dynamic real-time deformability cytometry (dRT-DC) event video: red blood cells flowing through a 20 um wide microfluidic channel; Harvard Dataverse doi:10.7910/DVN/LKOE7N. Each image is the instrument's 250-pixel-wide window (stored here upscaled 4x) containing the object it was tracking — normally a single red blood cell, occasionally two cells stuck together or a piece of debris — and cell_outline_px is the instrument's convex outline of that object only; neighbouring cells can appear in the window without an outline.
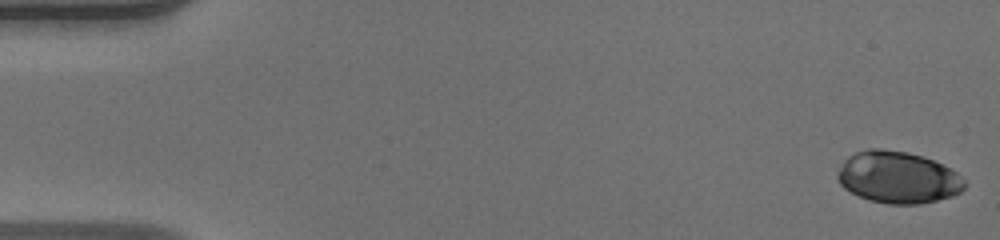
{"species": "human", "species_latin": "Homo sapiens", "temperature_condition": "warm", "stored_images_in_passage": 39, "camera_frame_rate_fps": 3000, "um_per_image_px": 0.085, "donor": {"sex": "male"}, "frame": {"image": 1, "passage_image": 1, "time_ms": 0.0, "image_size_px": [1000, 240], "cell_outline_px": [[968, 184], [960, 192], [952, 196], [920, 204], [888, 204], [868, 200], [844, 188], [840, 184], [836, 176], [836, 172], [844, 160], [848, 156], [856, 152], [868, 148], [880, 148], [908, 152], [932, 160], [956, 172]], "centroid_in_image_um": [76.29, 15.08], "position_along_channel_um": 8.7, "area_um2": 38.38}}
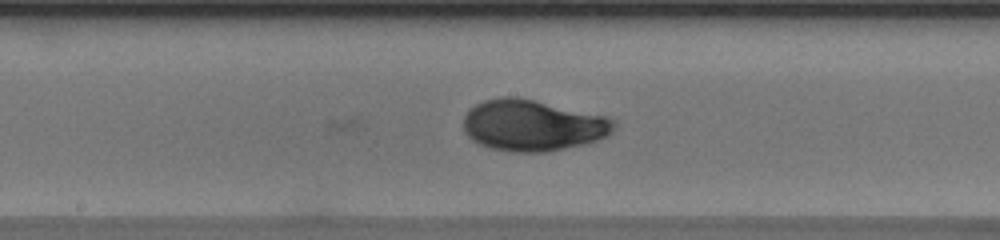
{"frame": {"image": 2, "passage_image": 26, "time_ms": 8.333, "image_size_px": [1000, 240], "cell_outline_px": [[616, 124], [612, 132], [608, 136], [584, 144], [548, 152], [516, 152], [492, 148], [480, 144], [472, 140], [464, 132], [464, 116], [468, 108], [484, 100], [504, 96], [516, 96], [608, 116]], "centroid_in_image_um": [45.27, 10.65], "position_along_channel_um": 202.9, "area_um2": 45.08}}
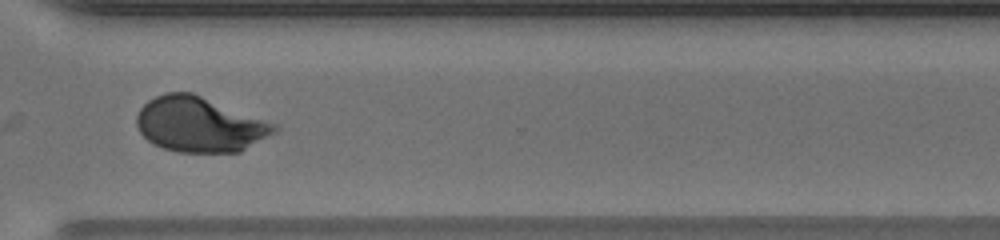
{"frame": {"image": 3, "passage_image": 37, "time_ms": 12.0, "image_size_px": [1000, 240], "cell_outline_px": [[280, 128], [276, 132], [240, 152], [176, 152], [164, 148], [148, 140], [140, 132], [136, 124], [136, 116], [140, 108], [148, 100], [164, 92], [192, 92], [276, 124]], "centroid_in_image_um": [16.96, 10.58], "position_along_channel_um": 353.6, "area_um2": 44.04}, "authors_computed_cell_mechanics": {"area_um2": 43.061, "velocity_mm_per_s": 4.1186, "shape_relaxation_time_tau1_ms": 3.7087, "shape_relaxation_time_tau2_ms": 0.8529, "deformation_change_tau1": 0.1952, "deformation_change_tau2": 0.0421}}